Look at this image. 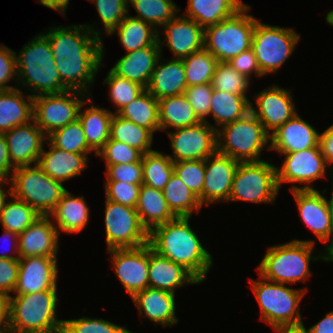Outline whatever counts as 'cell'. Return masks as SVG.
<instances>
[{
    "label": "cell",
    "mask_w": 333,
    "mask_h": 333,
    "mask_svg": "<svg viewBox=\"0 0 333 333\" xmlns=\"http://www.w3.org/2000/svg\"><path fill=\"white\" fill-rule=\"evenodd\" d=\"M57 258L27 256L19 258V272L14 294L57 290Z\"/></svg>",
    "instance_id": "obj_20"
},
{
    "label": "cell",
    "mask_w": 333,
    "mask_h": 333,
    "mask_svg": "<svg viewBox=\"0 0 333 333\" xmlns=\"http://www.w3.org/2000/svg\"><path fill=\"white\" fill-rule=\"evenodd\" d=\"M238 164V160L218 152L205 159L204 184L199 197L203 207L214 202H229Z\"/></svg>",
    "instance_id": "obj_18"
},
{
    "label": "cell",
    "mask_w": 333,
    "mask_h": 333,
    "mask_svg": "<svg viewBox=\"0 0 333 333\" xmlns=\"http://www.w3.org/2000/svg\"><path fill=\"white\" fill-rule=\"evenodd\" d=\"M95 4L105 33L108 35L129 14L128 0H89Z\"/></svg>",
    "instance_id": "obj_49"
},
{
    "label": "cell",
    "mask_w": 333,
    "mask_h": 333,
    "mask_svg": "<svg viewBox=\"0 0 333 333\" xmlns=\"http://www.w3.org/2000/svg\"><path fill=\"white\" fill-rule=\"evenodd\" d=\"M162 27V30H158V42L161 52L164 44L170 49L173 58L183 59L191 53L204 48V28L195 20L177 14ZM160 31L165 36L163 41L161 40Z\"/></svg>",
    "instance_id": "obj_19"
},
{
    "label": "cell",
    "mask_w": 333,
    "mask_h": 333,
    "mask_svg": "<svg viewBox=\"0 0 333 333\" xmlns=\"http://www.w3.org/2000/svg\"><path fill=\"white\" fill-rule=\"evenodd\" d=\"M160 56L146 90L157 100L183 94L187 88L182 59H162ZM164 60V63H161Z\"/></svg>",
    "instance_id": "obj_29"
},
{
    "label": "cell",
    "mask_w": 333,
    "mask_h": 333,
    "mask_svg": "<svg viewBox=\"0 0 333 333\" xmlns=\"http://www.w3.org/2000/svg\"><path fill=\"white\" fill-rule=\"evenodd\" d=\"M277 333H308L304 324L297 326H280L273 329Z\"/></svg>",
    "instance_id": "obj_66"
},
{
    "label": "cell",
    "mask_w": 333,
    "mask_h": 333,
    "mask_svg": "<svg viewBox=\"0 0 333 333\" xmlns=\"http://www.w3.org/2000/svg\"><path fill=\"white\" fill-rule=\"evenodd\" d=\"M59 233L49 216H41L19 234V258L42 256L57 258Z\"/></svg>",
    "instance_id": "obj_23"
},
{
    "label": "cell",
    "mask_w": 333,
    "mask_h": 333,
    "mask_svg": "<svg viewBox=\"0 0 333 333\" xmlns=\"http://www.w3.org/2000/svg\"><path fill=\"white\" fill-rule=\"evenodd\" d=\"M107 250L135 248L149 243V232L141 223L136 208L105 200Z\"/></svg>",
    "instance_id": "obj_13"
},
{
    "label": "cell",
    "mask_w": 333,
    "mask_h": 333,
    "mask_svg": "<svg viewBox=\"0 0 333 333\" xmlns=\"http://www.w3.org/2000/svg\"><path fill=\"white\" fill-rule=\"evenodd\" d=\"M333 184V180H332ZM329 200L325 198V203L327 206L328 214L330 217V226H329V243L324 248V253H327L333 259V185L332 191Z\"/></svg>",
    "instance_id": "obj_62"
},
{
    "label": "cell",
    "mask_w": 333,
    "mask_h": 333,
    "mask_svg": "<svg viewBox=\"0 0 333 333\" xmlns=\"http://www.w3.org/2000/svg\"><path fill=\"white\" fill-rule=\"evenodd\" d=\"M96 156L104 159L106 165H115L140 162L143 153L127 144L109 139Z\"/></svg>",
    "instance_id": "obj_51"
},
{
    "label": "cell",
    "mask_w": 333,
    "mask_h": 333,
    "mask_svg": "<svg viewBox=\"0 0 333 333\" xmlns=\"http://www.w3.org/2000/svg\"><path fill=\"white\" fill-rule=\"evenodd\" d=\"M149 287L175 294L184 285L200 282L182 265L159 255L149 244Z\"/></svg>",
    "instance_id": "obj_25"
},
{
    "label": "cell",
    "mask_w": 333,
    "mask_h": 333,
    "mask_svg": "<svg viewBox=\"0 0 333 333\" xmlns=\"http://www.w3.org/2000/svg\"><path fill=\"white\" fill-rule=\"evenodd\" d=\"M34 123V125L32 124ZM10 161L16 167L37 165L47 136L34 120L5 132Z\"/></svg>",
    "instance_id": "obj_21"
},
{
    "label": "cell",
    "mask_w": 333,
    "mask_h": 333,
    "mask_svg": "<svg viewBox=\"0 0 333 333\" xmlns=\"http://www.w3.org/2000/svg\"><path fill=\"white\" fill-rule=\"evenodd\" d=\"M11 192L28 203L39 215L49 216L67 190L37 165L16 167L10 178Z\"/></svg>",
    "instance_id": "obj_9"
},
{
    "label": "cell",
    "mask_w": 333,
    "mask_h": 333,
    "mask_svg": "<svg viewBox=\"0 0 333 333\" xmlns=\"http://www.w3.org/2000/svg\"><path fill=\"white\" fill-rule=\"evenodd\" d=\"M250 6L245 4L233 16L218 24L204 28V48L219 62H229L240 53L251 49L257 18L248 15Z\"/></svg>",
    "instance_id": "obj_7"
},
{
    "label": "cell",
    "mask_w": 333,
    "mask_h": 333,
    "mask_svg": "<svg viewBox=\"0 0 333 333\" xmlns=\"http://www.w3.org/2000/svg\"><path fill=\"white\" fill-rule=\"evenodd\" d=\"M14 170L15 167L10 161L5 134L0 133V178L10 180Z\"/></svg>",
    "instance_id": "obj_59"
},
{
    "label": "cell",
    "mask_w": 333,
    "mask_h": 333,
    "mask_svg": "<svg viewBox=\"0 0 333 333\" xmlns=\"http://www.w3.org/2000/svg\"><path fill=\"white\" fill-rule=\"evenodd\" d=\"M153 134L151 130L124 119L117 113H114L112 116L110 123V139L134 147L143 154L154 151V149H151Z\"/></svg>",
    "instance_id": "obj_38"
},
{
    "label": "cell",
    "mask_w": 333,
    "mask_h": 333,
    "mask_svg": "<svg viewBox=\"0 0 333 333\" xmlns=\"http://www.w3.org/2000/svg\"><path fill=\"white\" fill-rule=\"evenodd\" d=\"M297 202L301 221L316 235L319 242H329L330 217L325 197L316 189L291 191Z\"/></svg>",
    "instance_id": "obj_24"
},
{
    "label": "cell",
    "mask_w": 333,
    "mask_h": 333,
    "mask_svg": "<svg viewBox=\"0 0 333 333\" xmlns=\"http://www.w3.org/2000/svg\"><path fill=\"white\" fill-rule=\"evenodd\" d=\"M166 133L173 149V155L168 156L174 162L205 160L217 152V130L207 122Z\"/></svg>",
    "instance_id": "obj_15"
},
{
    "label": "cell",
    "mask_w": 333,
    "mask_h": 333,
    "mask_svg": "<svg viewBox=\"0 0 333 333\" xmlns=\"http://www.w3.org/2000/svg\"><path fill=\"white\" fill-rule=\"evenodd\" d=\"M62 333H133L127 327L111 323L102 318L82 316L78 319L63 320Z\"/></svg>",
    "instance_id": "obj_48"
},
{
    "label": "cell",
    "mask_w": 333,
    "mask_h": 333,
    "mask_svg": "<svg viewBox=\"0 0 333 333\" xmlns=\"http://www.w3.org/2000/svg\"><path fill=\"white\" fill-rule=\"evenodd\" d=\"M124 119L151 130L160 131L159 103L147 90L124 106L118 113Z\"/></svg>",
    "instance_id": "obj_39"
},
{
    "label": "cell",
    "mask_w": 333,
    "mask_h": 333,
    "mask_svg": "<svg viewBox=\"0 0 333 333\" xmlns=\"http://www.w3.org/2000/svg\"><path fill=\"white\" fill-rule=\"evenodd\" d=\"M265 146L270 150V134L251 112L217 130V152L239 162L261 161Z\"/></svg>",
    "instance_id": "obj_8"
},
{
    "label": "cell",
    "mask_w": 333,
    "mask_h": 333,
    "mask_svg": "<svg viewBox=\"0 0 333 333\" xmlns=\"http://www.w3.org/2000/svg\"><path fill=\"white\" fill-rule=\"evenodd\" d=\"M251 80L237 72L227 62H219L211 80L214 90L224 91L231 94L242 95L245 98Z\"/></svg>",
    "instance_id": "obj_47"
},
{
    "label": "cell",
    "mask_w": 333,
    "mask_h": 333,
    "mask_svg": "<svg viewBox=\"0 0 333 333\" xmlns=\"http://www.w3.org/2000/svg\"><path fill=\"white\" fill-rule=\"evenodd\" d=\"M315 240L294 239L284 244L269 246L257 271L264 279L283 284L305 282L311 276L310 262H333L327 254L313 256ZM323 254V255H322Z\"/></svg>",
    "instance_id": "obj_3"
},
{
    "label": "cell",
    "mask_w": 333,
    "mask_h": 333,
    "mask_svg": "<svg viewBox=\"0 0 333 333\" xmlns=\"http://www.w3.org/2000/svg\"><path fill=\"white\" fill-rule=\"evenodd\" d=\"M3 240L4 242L8 241L12 244L11 251L9 252L10 254H0V258L4 259H19V235L13 231L5 230L3 229ZM6 238V239H5ZM15 254V255H12Z\"/></svg>",
    "instance_id": "obj_60"
},
{
    "label": "cell",
    "mask_w": 333,
    "mask_h": 333,
    "mask_svg": "<svg viewBox=\"0 0 333 333\" xmlns=\"http://www.w3.org/2000/svg\"><path fill=\"white\" fill-rule=\"evenodd\" d=\"M45 142L49 150L45 151L43 146L37 166L54 180L64 183L79 176L88 167V154L68 152L56 148L48 140Z\"/></svg>",
    "instance_id": "obj_28"
},
{
    "label": "cell",
    "mask_w": 333,
    "mask_h": 333,
    "mask_svg": "<svg viewBox=\"0 0 333 333\" xmlns=\"http://www.w3.org/2000/svg\"><path fill=\"white\" fill-rule=\"evenodd\" d=\"M285 157L281 167H276L277 184L279 190L283 183H301L290 187V190L314 189L311 184L326 177L328 164L321 153L320 146L303 151L280 154ZM311 183V184H310Z\"/></svg>",
    "instance_id": "obj_14"
},
{
    "label": "cell",
    "mask_w": 333,
    "mask_h": 333,
    "mask_svg": "<svg viewBox=\"0 0 333 333\" xmlns=\"http://www.w3.org/2000/svg\"><path fill=\"white\" fill-rule=\"evenodd\" d=\"M66 190L58 202L56 208L49 217L55 221L59 235L64 233H80L89 222V207L83 196H73Z\"/></svg>",
    "instance_id": "obj_30"
},
{
    "label": "cell",
    "mask_w": 333,
    "mask_h": 333,
    "mask_svg": "<svg viewBox=\"0 0 333 333\" xmlns=\"http://www.w3.org/2000/svg\"><path fill=\"white\" fill-rule=\"evenodd\" d=\"M308 333H333V311L307 329Z\"/></svg>",
    "instance_id": "obj_61"
},
{
    "label": "cell",
    "mask_w": 333,
    "mask_h": 333,
    "mask_svg": "<svg viewBox=\"0 0 333 333\" xmlns=\"http://www.w3.org/2000/svg\"><path fill=\"white\" fill-rule=\"evenodd\" d=\"M84 92L66 90L61 93L33 97V120L48 136L54 130L78 119L81 105L89 98Z\"/></svg>",
    "instance_id": "obj_12"
},
{
    "label": "cell",
    "mask_w": 333,
    "mask_h": 333,
    "mask_svg": "<svg viewBox=\"0 0 333 333\" xmlns=\"http://www.w3.org/2000/svg\"><path fill=\"white\" fill-rule=\"evenodd\" d=\"M160 130L169 128L190 127L201 121L196 116L192 106L183 94L174 95L158 100Z\"/></svg>",
    "instance_id": "obj_37"
},
{
    "label": "cell",
    "mask_w": 333,
    "mask_h": 333,
    "mask_svg": "<svg viewBox=\"0 0 333 333\" xmlns=\"http://www.w3.org/2000/svg\"><path fill=\"white\" fill-rule=\"evenodd\" d=\"M113 34L118 35V40L126 53L151 46L158 41V30L153 25L132 17L130 14L108 36Z\"/></svg>",
    "instance_id": "obj_36"
},
{
    "label": "cell",
    "mask_w": 333,
    "mask_h": 333,
    "mask_svg": "<svg viewBox=\"0 0 333 333\" xmlns=\"http://www.w3.org/2000/svg\"><path fill=\"white\" fill-rule=\"evenodd\" d=\"M106 181H121L130 184H143L142 161L130 164L106 165Z\"/></svg>",
    "instance_id": "obj_54"
},
{
    "label": "cell",
    "mask_w": 333,
    "mask_h": 333,
    "mask_svg": "<svg viewBox=\"0 0 333 333\" xmlns=\"http://www.w3.org/2000/svg\"><path fill=\"white\" fill-rule=\"evenodd\" d=\"M0 212V224L3 229L13 231L18 235L38 220L39 215L28 203L11 195Z\"/></svg>",
    "instance_id": "obj_43"
},
{
    "label": "cell",
    "mask_w": 333,
    "mask_h": 333,
    "mask_svg": "<svg viewBox=\"0 0 333 333\" xmlns=\"http://www.w3.org/2000/svg\"><path fill=\"white\" fill-rule=\"evenodd\" d=\"M169 208L176 217H192L193 213H200L202 205L197 197L183 182L173 173L168 183L162 190Z\"/></svg>",
    "instance_id": "obj_40"
},
{
    "label": "cell",
    "mask_w": 333,
    "mask_h": 333,
    "mask_svg": "<svg viewBox=\"0 0 333 333\" xmlns=\"http://www.w3.org/2000/svg\"><path fill=\"white\" fill-rule=\"evenodd\" d=\"M19 272V259L0 258V293L10 296L14 292Z\"/></svg>",
    "instance_id": "obj_56"
},
{
    "label": "cell",
    "mask_w": 333,
    "mask_h": 333,
    "mask_svg": "<svg viewBox=\"0 0 333 333\" xmlns=\"http://www.w3.org/2000/svg\"><path fill=\"white\" fill-rule=\"evenodd\" d=\"M175 294L154 288H146L136 293L132 300L138 308L140 317L163 327H172L179 322L176 316Z\"/></svg>",
    "instance_id": "obj_26"
},
{
    "label": "cell",
    "mask_w": 333,
    "mask_h": 333,
    "mask_svg": "<svg viewBox=\"0 0 333 333\" xmlns=\"http://www.w3.org/2000/svg\"><path fill=\"white\" fill-rule=\"evenodd\" d=\"M115 274L132 298L149 287V243L135 248L107 250Z\"/></svg>",
    "instance_id": "obj_16"
},
{
    "label": "cell",
    "mask_w": 333,
    "mask_h": 333,
    "mask_svg": "<svg viewBox=\"0 0 333 333\" xmlns=\"http://www.w3.org/2000/svg\"><path fill=\"white\" fill-rule=\"evenodd\" d=\"M228 64L237 72L245 75L250 80L252 78V73H254L256 77L263 76L258 66L257 58L255 57L252 49H249L240 53L238 56H235L228 62Z\"/></svg>",
    "instance_id": "obj_57"
},
{
    "label": "cell",
    "mask_w": 333,
    "mask_h": 333,
    "mask_svg": "<svg viewBox=\"0 0 333 333\" xmlns=\"http://www.w3.org/2000/svg\"><path fill=\"white\" fill-rule=\"evenodd\" d=\"M254 99L256 108L251 102V113L269 134L298 113L293 103L292 92L275 83L258 92Z\"/></svg>",
    "instance_id": "obj_17"
},
{
    "label": "cell",
    "mask_w": 333,
    "mask_h": 333,
    "mask_svg": "<svg viewBox=\"0 0 333 333\" xmlns=\"http://www.w3.org/2000/svg\"><path fill=\"white\" fill-rule=\"evenodd\" d=\"M69 2L70 0H38V3L59 12L63 17H66L65 13Z\"/></svg>",
    "instance_id": "obj_63"
},
{
    "label": "cell",
    "mask_w": 333,
    "mask_h": 333,
    "mask_svg": "<svg viewBox=\"0 0 333 333\" xmlns=\"http://www.w3.org/2000/svg\"><path fill=\"white\" fill-rule=\"evenodd\" d=\"M319 146L322 155L330 167L329 170H333V124L320 133Z\"/></svg>",
    "instance_id": "obj_58"
},
{
    "label": "cell",
    "mask_w": 333,
    "mask_h": 333,
    "mask_svg": "<svg viewBox=\"0 0 333 333\" xmlns=\"http://www.w3.org/2000/svg\"><path fill=\"white\" fill-rule=\"evenodd\" d=\"M174 173L197 197L202 195L205 160L174 162Z\"/></svg>",
    "instance_id": "obj_50"
},
{
    "label": "cell",
    "mask_w": 333,
    "mask_h": 333,
    "mask_svg": "<svg viewBox=\"0 0 333 333\" xmlns=\"http://www.w3.org/2000/svg\"><path fill=\"white\" fill-rule=\"evenodd\" d=\"M300 35L293 28L272 26L256 21L251 49L257 58L261 74L277 73L293 54Z\"/></svg>",
    "instance_id": "obj_10"
},
{
    "label": "cell",
    "mask_w": 333,
    "mask_h": 333,
    "mask_svg": "<svg viewBox=\"0 0 333 333\" xmlns=\"http://www.w3.org/2000/svg\"><path fill=\"white\" fill-rule=\"evenodd\" d=\"M7 182L9 184V186H8V189H5V187H2V186L3 185L6 186L5 184ZM11 195H12V192H11V182H10V180L0 178V212L3 210V208L6 204V201H7L6 197L8 196L10 198Z\"/></svg>",
    "instance_id": "obj_64"
},
{
    "label": "cell",
    "mask_w": 333,
    "mask_h": 333,
    "mask_svg": "<svg viewBox=\"0 0 333 333\" xmlns=\"http://www.w3.org/2000/svg\"><path fill=\"white\" fill-rule=\"evenodd\" d=\"M279 192L276 166L267 161L239 162L234 175L230 201L275 203Z\"/></svg>",
    "instance_id": "obj_11"
},
{
    "label": "cell",
    "mask_w": 333,
    "mask_h": 333,
    "mask_svg": "<svg viewBox=\"0 0 333 333\" xmlns=\"http://www.w3.org/2000/svg\"><path fill=\"white\" fill-rule=\"evenodd\" d=\"M0 324H8V297L0 293Z\"/></svg>",
    "instance_id": "obj_65"
},
{
    "label": "cell",
    "mask_w": 333,
    "mask_h": 333,
    "mask_svg": "<svg viewBox=\"0 0 333 333\" xmlns=\"http://www.w3.org/2000/svg\"><path fill=\"white\" fill-rule=\"evenodd\" d=\"M244 5L241 0H188L184 16L205 28L233 16Z\"/></svg>",
    "instance_id": "obj_34"
},
{
    "label": "cell",
    "mask_w": 333,
    "mask_h": 333,
    "mask_svg": "<svg viewBox=\"0 0 333 333\" xmlns=\"http://www.w3.org/2000/svg\"><path fill=\"white\" fill-rule=\"evenodd\" d=\"M92 96L81 105L78 120L80 121L87 140L88 147L96 155L110 139V123L114 112L106 108L90 105L86 110L83 106L90 103Z\"/></svg>",
    "instance_id": "obj_32"
},
{
    "label": "cell",
    "mask_w": 333,
    "mask_h": 333,
    "mask_svg": "<svg viewBox=\"0 0 333 333\" xmlns=\"http://www.w3.org/2000/svg\"><path fill=\"white\" fill-rule=\"evenodd\" d=\"M212 93L211 83L190 86L184 92L198 119L208 124H210L207 117H209Z\"/></svg>",
    "instance_id": "obj_52"
},
{
    "label": "cell",
    "mask_w": 333,
    "mask_h": 333,
    "mask_svg": "<svg viewBox=\"0 0 333 333\" xmlns=\"http://www.w3.org/2000/svg\"><path fill=\"white\" fill-rule=\"evenodd\" d=\"M109 87V99L116 106L114 113H118L124 106L139 97L146 88L116 74L112 69L102 82Z\"/></svg>",
    "instance_id": "obj_46"
},
{
    "label": "cell",
    "mask_w": 333,
    "mask_h": 333,
    "mask_svg": "<svg viewBox=\"0 0 333 333\" xmlns=\"http://www.w3.org/2000/svg\"><path fill=\"white\" fill-rule=\"evenodd\" d=\"M187 87L211 83L219 61L205 48L182 59Z\"/></svg>",
    "instance_id": "obj_44"
},
{
    "label": "cell",
    "mask_w": 333,
    "mask_h": 333,
    "mask_svg": "<svg viewBox=\"0 0 333 333\" xmlns=\"http://www.w3.org/2000/svg\"><path fill=\"white\" fill-rule=\"evenodd\" d=\"M249 112H251L250 99L213 89L209 116H213L216 130L245 117Z\"/></svg>",
    "instance_id": "obj_35"
},
{
    "label": "cell",
    "mask_w": 333,
    "mask_h": 333,
    "mask_svg": "<svg viewBox=\"0 0 333 333\" xmlns=\"http://www.w3.org/2000/svg\"><path fill=\"white\" fill-rule=\"evenodd\" d=\"M15 77V78H14ZM14 78L17 85L16 52L13 49L0 44V90H11L17 88L7 83Z\"/></svg>",
    "instance_id": "obj_55"
},
{
    "label": "cell",
    "mask_w": 333,
    "mask_h": 333,
    "mask_svg": "<svg viewBox=\"0 0 333 333\" xmlns=\"http://www.w3.org/2000/svg\"><path fill=\"white\" fill-rule=\"evenodd\" d=\"M47 140L56 148L78 154L93 152L87 144L83 127L77 119L64 127L54 130Z\"/></svg>",
    "instance_id": "obj_45"
},
{
    "label": "cell",
    "mask_w": 333,
    "mask_h": 333,
    "mask_svg": "<svg viewBox=\"0 0 333 333\" xmlns=\"http://www.w3.org/2000/svg\"><path fill=\"white\" fill-rule=\"evenodd\" d=\"M320 133L298 113L270 134V150L277 153L303 151L319 145Z\"/></svg>",
    "instance_id": "obj_22"
},
{
    "label": "cell",
    "mask_w": 333,
    "mask_h": 333,
    "mask_svg": "<svg viewBox=\"0 0 333 333\" xmlns=\"http://www.w3.org/2000/svg\"><path fill=\"white\" fill-rule=\"evenodd\" d=\"M259 279L261 280L250 278L249 281L260 306V319L273 329L303 324L300 301L307 289L290 288L286 284L266 280L260 275Z\"/></svg>",
    "instance_id": "obj_6"
},
{
    "label": "cell",
    "mask_w": 333,
    "mask_h": 333,
    "mask_svg": "<svg viewBox=\"0 0 333 333\" xmlns=\"http://www.w3.org/2000/svg\"><path fill=\"white\" fill-rule=\"evenodd\" d=\"M57 290L8 297L10 333H62L63 320L57 318Z\"/></svg>",
    "instance_id": "obj_5"
},
{
    "label": "cell",
    "mask_w": 333,
    "mask_h": 333,
    "mask_svg": "<svg viewBox=\"0 0 333 333\" xmlns=\"http://www.w3.org/2000/svg\"><path fill=\"white\" fill-rule=\"evenodd\" d=\"M190 217H177L149 232V244L159 255L182 265L200 283L213 266V256L205 249L189 225Z\"/></svg>",
    "instance_id": "obj_2"
},
{
    "label": "cell",
    "mask_w": 333,
    "mask_h": 333,
    "mask_svg": "<svg viewBox=\"0 0 333 333\" xmlns=\"http://www.w3.org/2000/svg\"><path fill=\"white\" fill-rule=\"evenodd\" d=\"M0 333H10L8 324H0Z\"/></svg>",
    "instance_id": "obj_67"
},
{
    "label": "cell",
    "mask_w": 333,
    "mask_h": 333,
    "mask_svg": "<svg viewBox=\"0 0 333 333\" xmlns=\"http://www.w3.org/2000/svg\"><path fill=\"white\" fill-rule=\"evenodd\" d=\"M104 186L106 199L118 204L136 208L141 185L121 181H105Z\"/></svg>",
    "instance_id": "obj_53"
},
{
    "label": "cell",
    "mask_w": 333,
    "mask_h": 333,
    "mask_svg": "<svg viewBox=\"0 0 333 333\" xmlns=\"http://www.w3.org/2000/svg\"><path fill=\"white\" fill-rule=\"evenodd\" d=\"M25 97L27 100H25ZM33 120V97L15 88L0 90V133Z\"/></svg>",
    "instance_id": "obj_31"
},
{
    "label": "cell",
    "mask_w": 333,
    "mask_h": 333,
    "mask_svg": "<svg viewBox=\"0 0 333 333\" xmlns=\"http://www.w3.org/2000/svg\"><path fill=\"white\" fill-rule=\"evenodd\" d=\"M141 161L143 184L163 190L174 173V161L157 150L143 154Z\"/></svg>",
    "instance_id": "obj_42"
},
{
    "label": "cell",
    "mask_w": 333,
    "mask_h": 333,
    "mask_svg": "<svg viewBox=\"0 0 333 333\" xmlns=\"http://www.w3.org/2000/svg\"><path fill=\"white\" fill-rule=\"evenodd\" d=\"M26 44L16 54L18 88L22 84L32 97L66 91L45 33L40 32Z\"/></svg>",
    "instance_id": "obj_4"
},
{
    "label": "cell",
    "mask_w": 333,
    "mask_h": 333,
    "mask_svg": "<svg viewBox=\"0 0 333 333\" xmlns=\"http://www.w3.org/2000/svg\"><path fill=\"white\" fill-rule=\"evenodd\" d=\"M93 26H54L49 32H43L51 44L63 88L81 91L90 96L88 90L95 82L94 78L103 64L106 50L101 37L102 31L95 30Z\"/></svg>",
    "instance_id": "obj_1"
},
{
    "label": "cell",
    "mask_w": 333,
    "mask_h": 333,
    "mask_svg": "<svg viewBox=\"0 0 333 333\" xmlns=\"http://www.w3.org/2000/svg\"><path fill=\"white\" fill-rule=\"evenodd\" d=\"M162 55L159 42L126 53L111 68L116 74L147 88Z\"/></svg>",
    "instance_id": "obj_27"
},
{
    "label": "cell",
    "mask_w": 333,
    "mask_h": 333,
    "mask_svg": "<svg viewBox=\"0 0 333 333\" xmlns=\"http://www.w3.org/2000/svg\"><path fill=\"white\" fill-rule=\"evenodd\" d=\"M136 211L148 232L177 218L169 208L163 191L145 184L141 185Z\"/></svg>",
    "instance_id": "obj_33"
},
{
    "label": "cell",
    "mask_w": 333,
    "mask_h": 333,
    "mask_svg": "<svg viewBox=\"0 0 333 333\" xmlns=\"http://www.w3.org/2000/svg\"><path fill=\"white\" fill-rule=\"evenodd\" d=\"M137 15L132 16L153 25L157 30L171 21L180 7L173 0H128Z\"/></svg>",
    "instance_id": "obj_41"
}]
</instances>
